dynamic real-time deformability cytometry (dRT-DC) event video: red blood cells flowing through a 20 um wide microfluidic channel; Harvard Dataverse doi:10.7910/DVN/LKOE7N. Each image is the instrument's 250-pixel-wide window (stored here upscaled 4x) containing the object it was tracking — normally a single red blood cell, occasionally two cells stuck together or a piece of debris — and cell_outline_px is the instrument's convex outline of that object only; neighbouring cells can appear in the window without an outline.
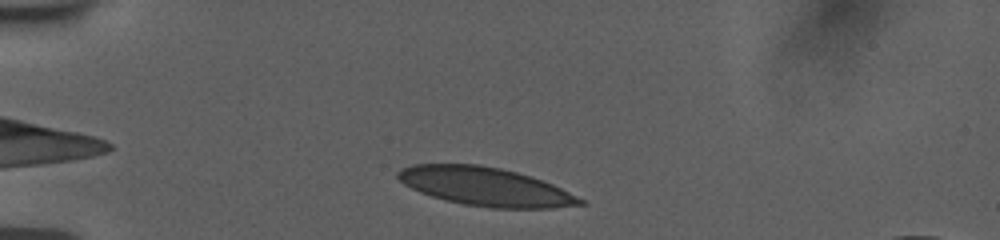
{"species": "human", "species_latin": "Homo sapiens", "temperature_condition": "room temperature", "stored_images_in_passage": 40, "camera_frame_rate_fps": 3000, "um_per_image_px": 0.085, "donor": {"sex": "female"}, "frame": {"image": 1, "passage_image": 4, "time_ms": 1.0, "image_size_px": [1000, 240], "cell_outline_px": [[588, 204], [552, 208], [492, 208], [464, 204], [432, 196], [420, 192], [404, 184], [396, 176], [396, 172], [400, 168], [412, 164], [480, 164], [500, 168], [516, 172], [552, 184], [584, 200]], "centroid_in_image_um": [41.23, 15.85], "position_along_channel_um": 43.8, "area_um2": 40.58}}
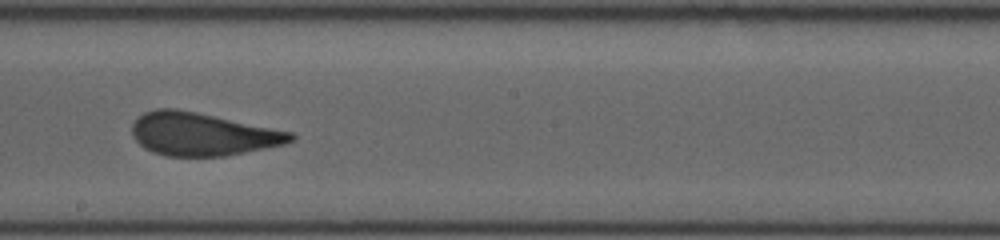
{"frame": {"image": 2, "passage_image": 22, "time_ms": 7.0, "image_size_px": [1000, 240], "cell_outline_px": [[296, 140], [284, 144], [224, 156], [164, 156], [152, 152], [144, 148], [136, 140], [132, 132], [132, 124], [144, 112], [156, 108], [176, 108], [196, 112], [292, 132], [296, 136]], "centroid_in_image_um": [17.18, 11.4], "position_along_channel_um": 231.0, "area_um2": 39.48}}
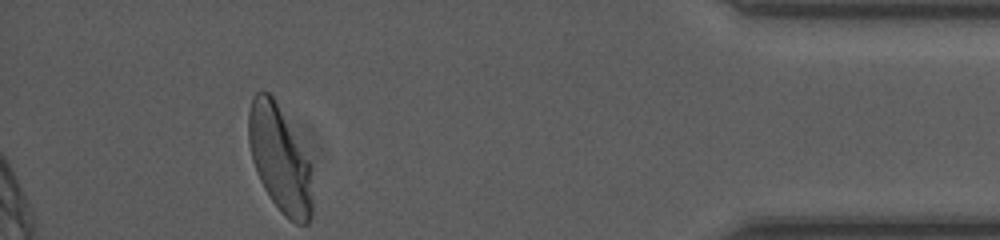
{"frame": {"image": 3, "passage_image": 40, "time_ms": 13.0, "image_size_px": [1000, 240], "cell_outline_px": [[312, 216], [308, 224], [296, 224], [284, 216], [280, 212], [264, 188], [260, 180], [252, 160], [248, 144], [248, 112], [252, 100], [256, 92], [268, 92], [272, 96], [312, 164]], "centroid_in_image_um": [23.79, 13.57], "position_along_channel_um": 411.4, "area_um2": 39.59}, "authors_computed_cell_mechanics": {"area_um2": 39.882, "velocity_mm_per_s": 3.7697, "shape_relaxation_time_tau1_ms": 7.9048, "shape_relaxation_time_tau2_ms": 0.8104, "deformation_change_tau1": 0.2128, "deformation_change_tau2": 0.0849}}